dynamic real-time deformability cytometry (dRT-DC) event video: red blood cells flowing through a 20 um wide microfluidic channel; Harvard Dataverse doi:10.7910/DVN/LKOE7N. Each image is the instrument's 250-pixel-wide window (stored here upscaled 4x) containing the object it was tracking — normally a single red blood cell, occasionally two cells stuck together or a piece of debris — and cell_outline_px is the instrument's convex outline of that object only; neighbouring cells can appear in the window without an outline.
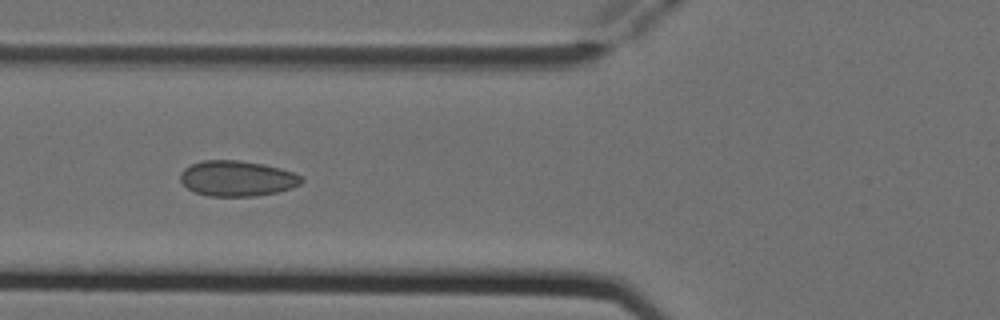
{"species": "Egyptian fruit bat (a non-hibernating species)", "species_latin": "Rousettus aegyptiacus", "temperature_condition": "cold", "stored_images_in_passage": 7, "camera_frame_rate_fps": 3000, "um_per_image_px": 0.085, "animal": {"sex": "female"}, "frame": {"image": 1, "passage_image": 6, "time_ms": 1.667, "image_size_px": [1000, 320], "cell_outline_px": [[304, 180], [300, 184], [292, 188], [276, 192], [256, 196], [208, 196], [196, 192], [188, 188], [180, 180], [180, 172], [184, 168], [192, 164], [204, 160], [240, 160], [264, 164], [280, 168], [304, 176]], "centroid_in_image_um": [20.17, 15.16], "position_along_channel_um": 105.6, "area_um2": 25.14}}
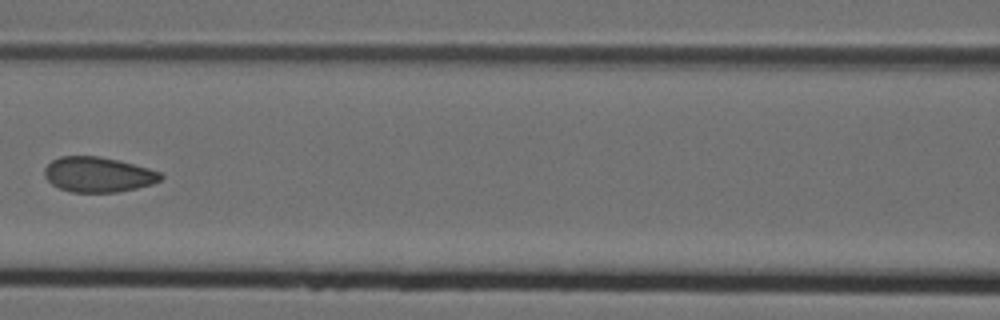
{"frame": {"image": 2, "passage_image": 7, "time_ms": 2.0, "image_size_px": [1000, 320], "cell_outline_px": [[164, 176], [160, 180], [152, 184], [136, 188], [116, 192], [72, 192], [60, 188], [52, 184], [44, 176], [44, 168], [52, 160], [60, 156], [100, 156], [148, 168], [160, 172]], "centroid_in_image_um": [8.32, 14.83], "position_along_channel_um": 158.3, "area_um2": 23.64}}